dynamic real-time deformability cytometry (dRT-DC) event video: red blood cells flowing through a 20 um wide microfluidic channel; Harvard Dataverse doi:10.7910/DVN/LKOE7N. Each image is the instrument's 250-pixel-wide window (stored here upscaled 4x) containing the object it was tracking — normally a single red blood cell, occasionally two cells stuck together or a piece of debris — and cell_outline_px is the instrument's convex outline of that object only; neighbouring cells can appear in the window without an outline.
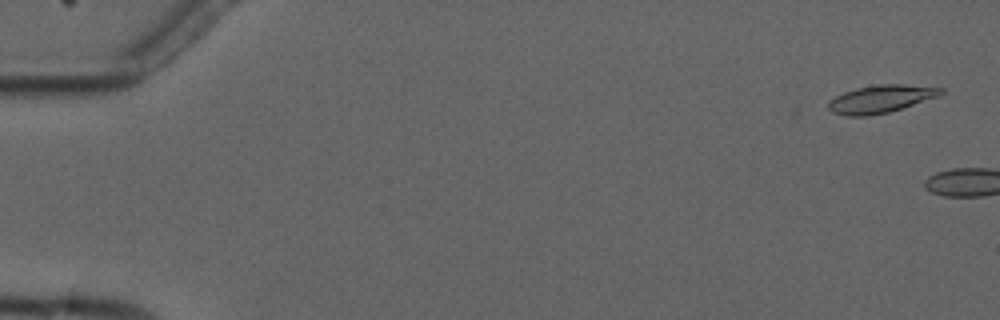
{"species": "common noctule bat (a hibernating species)", "species_latin": "Nyctalus noctula", "temperature_condition": "cold", "stored_images_in_passage": 4, "camera_frame_rate_fps": 3000, "um_per_image_px": 0.085, "animal": {"sex": "male", "forearm_length_mm": 52.5}, "frame": {"image": 1, "passage_image": 1, "time_ms": 0.0, "image_size_px": [1000, 320], "cell_outline_px": [[944, 92], [940, 96], [888, 112], [868, 116], [848, 116], [832, 112], [828, 108], [828, 100], [844, 92], [856, 88], [880, 84], [904, 84], [944, 88]], "centroid_in_image_um": [74.87, 8.41], "position_along_channel_um": 10.1, "area_um2": 18.15}}